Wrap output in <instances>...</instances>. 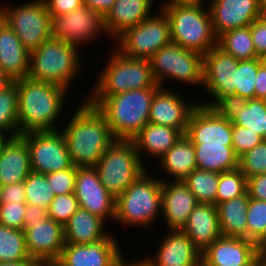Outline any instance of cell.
<instances>
[{
    "label": "cell",
    "instance_id": "cell-1",
    "mask_svg": "<svg viewBox=\"0 0 266 266\" xmlns=\"http://www.w3.org/2000/svg\"><path fill=\"white\" fill-rule=\"evenodd\" d=\"M76 107L69 123L60 130L73 165L95 167L115 142L105 116L86 100Z\"/></svg>",
    "mask_w": 266,
    "mask_h": 266
},
{
    "label": "cell",
    "instance_id": "cell-2",
    "mask_svg": "<svg viewBox=\"0 0 266 266\" xmlns=\"http://www.w3.org/2000/svg\"><path fill=\"white\" fill-rule=\"evenodd\" d=\"M18 92L19 135L31 131L59 130L55 122L65 109L67 89L29 77L13 81Z\"/></svg>",
    "mask_w": 266,
    "mask_h": 266
},
{
    "label": "cell",
    "instance_id": "cell-3",
    "mask_svg": "<svg viewBox=\"0 0 266 266\" xmlns=\"http://www.w3.org/2000/svg\"><path fill=\"white\" fill-rule=\"evenodd\" d=\"M160 88L145 87L109 97H88L86 101L105 116L116 140H132L149 123L152 99Z\"/></svg>",
    "mask_w": 266,
    "mask_h": 266
},
{
    "label": "cell",
    "instance_id": "cell-4",
    "mask_svg": "<svg viewBox=\"0 0 266 266\" xmlns=\"http://www.w3.org/2000/svg\"><path fill=\"white\" fill-rule=\"evenodd\" d=\"M59 38L51 37L30 52L28 77L70 89L82 68L81 52ZM80 54V55H79Z\"/></svg>",
    "mask_w": 266,
    "mask_h": 266
},
{
    "label": "cell",
    "instance_id": "cell-5",
    "mask_svg": "<svg viewBox=\"0 0 266 266\" xmlns=\"http://www.w3.org/2000/svg\"><path fill=\"white\" fill-rule=\"evenodd\" d=\"M204 5L175 4L162 9L169 19L171 42L202 55L217 45L210 9Z\"/></svg>",
    "mask_w": 266,
    "mask_h": 266
},
{
    "label": "cell",
    "instance_id": "cell-6",
    "mask_svg": "<svg viewBox=\"0 0 266 266\" xmlns=\"http://www.w3.org/2000/svg\"><path fill=\"white\" fill-rule=\"evenodd\" d=\"M147 171L116 197L114 221L148 227L161 215L162 180Z\"/></svg>",
    "mask_w": 266,
    "mask_h": 266
},
{
    "label": "cell",
    "instance_id": "cell-7",
    "mask_svg": "<svg viewBox=\"0 0 266 266\" xmlns=\"http://www.w3.org/2000/svg\"><path fill=\"white\" fill-rule=\"evenodd\" d=\"M105 65L88 97H109L134 89L160 87L147 59L128 57L115 48Z\"/></svg>",
    "mask_w": 266,
    "mask_h": 266
},
{
    "label": "cell",
    "instance_id": "cell-8",
    "mask_svg": "<svg viewBox=\"0 0 266 266\" xmlns=\"http://www.w3.org/2000/svg\"><path fill=\"white\" fill-rule=\"evenodd\" d=\"M94 168L102 185L114 197L147 170L132 140H115Z\"/></svg>",
    "mask_w": 266,
    "mask_h": 266
},
{
    "label": "cell",
    "instance_id": "cell-9",
    "mask_svg": "<svg viewBox=\"0 0 266 266\" xmlns=\"http://www.w3.org/2000/svg\"><path fill=\"white\" fill-rule=\"evenodd\" d=\"M157 84L165 88V80L203 87V55L170 42L149 59Z\"/></svg>",
    "mask_w": 266,
    "mask_h": 266
},
{
    "label": "cell",
    "instance_id": "cell-10",
    "mask_svg": "<svg viewBox=\"0 0 266 266\" xmlns=\"http://www.w3.org/2000/svg\"><path fill=\"white\" fill-rule=\"evenodd\" d=\"M7 6V7H6ZM3 21L15 32L24 47L33 51L52 37V18L42 0L0 5Z\"/></svg>",
    "mask_w": 266,
    "mask_h": 266
},
{
    "label": "cell",
    "instance_id": "cell-11",
    "mask_svg": "<svg viewBox=\"0 0 266 266\" xmlns=\"http://www.w3.org/2000/svg\"><path fill=\"white\" fill-rule=\"evenodd\" d=\"M134 27L128 28L114 40L115 48L131 58L149 60L159 49L171 42L170 23L162 9ZM117 46V47H116Z\"/></svg>",
    "mask_w": 266,
    "mask_h": 266
},
{
    "label": "cell",
    "instance_id": "cell-12",
    "mask_svg": "<svg viewBox=\"0 0 266 266\" xmlns=\"http://www.w3.org/2000/svg\"><path fill=\"white\" fill-rule=\"evenodd\" d=\"M20 136L28 145L32 171L48 174L73 166L60 129L31 131Z\"/></svg>",
    "mask_w": 266,
    "mask_h": 266
},
{
    "label": "cell",
    "instance_id": "cell-13",
    "mask_svg": "<svg viewBox=\"0 0 266 266\" xmlns=\"http://www.w3.org/2000/svg\"><path fill=\"white\" fill-rule=\"evenodd\" d=\"M51 18L52 37L76 48L93 42L102 32L108 35L104 16L85 4L70 13L51 15Z\"/></svg>",
    "mask_w": 266,
    "mask_h": 266
},
{
    "label": "cell",
    "instance_id": "cell-14",
    "mask_svg": "<svg viewBox=\"0 0 266 266\" xmlns=\"http://www.w3.org/2000/svg\"><path fill=\"white\" fill-rule=\"evenodd\" d=\"M238 60L224 52L217 45L203 55V89L212 101H199V104L210 107L219 97L235 94V71ZM203 102V103H202Z\"/></svg>",
    "mask_w": 266,
    "mask_h": 266
},
{
    "label": "cell",
    "instance_id": "cell-15",
    "mask_svg": "<svg viewBox=\"0 0 266 266\" xmlns=\"http://www.w3.org/2000/svg\"><path fill=\"white\" fill-rule=\"evenodd\" d=\"M111 234L105 239L89 244L66 243L58 266H119L125 257Z\"/></svg>",
    "mask_w": 266,
    "mask_h": 266
},
{
    "label": "cell",
    "instance_id": "cell-16",
    "mask_svg": "<svg viewBox=\"0 0 266 266\" xmlns=\"http://www.w3.org/2000/svg\"><path fill=\"white\" fill-rule=\"evenodd\" d=\"M74 194L81 208L105 223L114 221L116 197L102 185L94 167H77Z\"/></svg>",
    "mask_w": 266,
    "mask_h": 266
},
{
    "label": "cell",
    "instance_id": "cell-17",
    "mask_svg": "<svg viewBox=\"0 0 266 266\" xmlns=\"http://www.w3.org/2000/svg\"><path fill=\"white\" fill-rule=\"evenodd\" d=\"M29 256L44 265L55 263L65 246L64 226L47 215L25 231Z\"/></svg>",
    "mask_w": 266,
    "mask_h": 266
},
{
    "label": "cell",
    "instance_id": "cell-18",
    "mask_svg": "<svg viewBox=\"0 0 266 266\" xmlns=\"http://www.w3.org/2000/svg\"><path fill=\"white\" fill-rule=\"evenodd\" d=\"M173 90L170 87H161L154 94L150 108L149 123L169 126L186 134L190 115L199 105V102L194 100V98L187 102Z\"/></svg>",
    "mask_w": 266,
    "mask_h": 266
},
{
    "label": "cell",
    "instance_id": "cell-19",
    "mask_svg": "<svg viewBox=\"0 0 266 266\" xmlns=\"http://www.w3.org/2000/svg\"><path fill=\"white\" fill-rule=\"evenodd\" d=\"M185 135L192 144H232V121L199 104L190 115Z\"/></svg>",
    "mask_w": 266,
    "mask_h": 266
},
{
    "label": "cell",
    "instance_id": "cell-20",
    "mask_svg": "<svg viewBox=\"0 0 266 266\" xmlns=\"http://www.w3.org/2000/svg\"><path fill=\"white\" fill-rule=\"evenodd\" d=\"M208 4L217 38L227 31L247 27L262 16L258 0H212Z\"/></svg>",
    "mask_w": 266,
    "mask_h": 266
},
{
    "label": "cell",
    "instance_id": "cell-21",
    "mask_svg": "<svg viewBox=\"0 0 266 266\" xmlns=\"http://www.w3.org/2000/svg\"><path fill=\"white\" fill-rule=\"evenodd\" d=\"M155 256L140 258L147 266H201V251L182 230H170Z\"/></svg>",
    "mask_w": 266,
    "mask_h": 266
},
{
    "label": "cell",
    "instance_id": "cell-22",
    "mask_svg": "<svg viewBox=\"0 0 266 266\" xmlns=\"http://www.w3.org/2000/svg\"><path fill=\"white\" fill-rule=\"evenodd\" d=\"M256 258L255 242L221 235L201 253V266H248Z\"/></svg>",
    "mask_w": 266,
    "mask_h": 266
},
{
    "label": "cell",
    "instance_id": "cell-23",
    "mask_svg": "<svg viewBox=\"0 0 266 266\" xmlns=\"http://www.w3.org/2000/svg\"><path fill=\"white\" fill-rule=\"evenodd\" d=\"M167 179L161 178V217L169 225L168 230H182L198 202L183 181Z\"/></svg>",
    "mask_w": 266,
    "mask_h": 266
},
{
    "label": "cell",
    "instance_id": "cell-24",
    "mask_svg": "<svg viewBox=\"0 0 266 266\" xmlns=\"http://www.w3.org/2000/svg\"><path fill=\"white\" fill-rule=\"evenodd\" d=\"M153 3V0H116L104 16L109 38L116 40L128 28L153 15Z\"/></svg>",
    "mask_w": 266,
    "mask_h": 266
},
{
    "label": "cell",
    "instance_id": "cell-25",
    "mask_svg": "<svg viewBox=\"0 0 266 266\" xmlns=\"http://www.w3.org/2000/svg\"><path fill=\"white\" fill-rule=\"evenodd\" d=\"M182 231L201 253L221 236L218 212L214 204L198 203Z\"/></svg>",
    "mask_w": 266,
    "mask_h": 266
},
{
    "label": "cell",
    "instance_id": "cell-26",
    "mask_svg": "<svg viewBox=\"0 0 266 266\" xmlns=\"http://www.w3.org/2000/svg\"><path fill=\"white\" fill-rule=\"evenodd\" d=\"M31 172L26 141L20 135L10 138L0 155V186L22 182Z\"/></svg>",
    "mask_w": 266,
    "mask_h": 266
},
{
    "label": "cell",
    "instance_id": "cell-27",
    "mask_svg": "<svg viewBox=\"0 0 266 266\" xmlns=\"http://www.w3.org/2000/svg\"><path fill=\"white\" fill-rule=\"evenodd\" d=\"M30 52L3 20L0 22V67L13 79L28 77Z\"/></svg>",
    "mask_w": 266,
    "mask_h": 266
},
{
    "label": "cell",
    "instance_id": "cell-28",
    "mask_svg": "<svg viewBox=\"0 0 266 266\" xmlns=\"http://www.w3.org/2000/svg\"><path fill=\"white\" fill-rule=\"evenodd\" d=\"M184 135L181 130L147 123L140 132L132 139L142 163L143 154L158 159L169 151Z\"/></svg>",
    "mask_w": 266,
    "mask_h": 266
},
{
    "label": "cell",
    "instance_id": "cell-29",
    "mask_svg": "<svg viewBox=\"0 0 266 266\" xmlns=\"http://www.w3.org/2000/svg\"><path fill=\"white\" fill-rule=\"evenodd\" d=\"M105 221L79 207L64 225L65 243L89 244L105 239L110 233L105 232Z\"/></svg>",
    "mask_w": 266,
    "mask_h": 266
},
{
    "label": "cell",
    "instance_id": "cell-30",
    "mask_svg": "<svg viewBox=\"0 0 266 266\" xmlns=\"http://www.w3.org/2000/svg\"><path fill=\"white\" fill-rule=\"evenodd\" d=\"M250 197L247 191L216 205L221 235L247 239V210Z\"/></svg>",
    "mask_w": 266,
    "mask_h": 266
},
{
    "label": "cell",
    "instance_id": "cell-31",
    "mask_svg": "<svg viewBox=\"0 0 266 266\" xmlns=\"http://www.w3.org/2000/svg\"><path fill=\"white\" fill-rule=\"evenodd\" d=\"M157 164L173 181H183L196 167L195 148L184 134L181 139L164 155Z\"/></svg>",
    "mask_w": 266,
    "mask_h": 266
},
{
    "label": "cell",
    "instance_id": "cell-32",
    "mask_svg": "<svg viewBox=\"0 0 266 266\" xmlns=\"http://www.w3.org/2000/svg\"><path fill=\"white\" fill-rule=\"evenodd\" d=\"M199 170L222 173L238 167L232 144H193Z\"/></svg>",
    "mask_w": 266,
    "mask_h": 266
},
{
    "label": "cell",
    "instance_id": "cell-33",
    "mask_svg": "<svg viewBox=\"0 0 266 266\" xmlns=\"http://www.w3.org/2000/svg\"><path fill=\"white\" fill-rule=\"evenodd\" d=\"M217 46L239 61L260 58L256 53L249 26L221 34L217 38Z\"/></svg>",
    "mask_w": 266,
    "mask_h": 266
},
{
    "label": "cell",
    "instance_id": "cell-34",
    "mask_svg": "<svg viewBox=\"0 0 266 266\" xmlns=\"http://www.w3.org/2000/svg\"><path fill=\"white\" fill-rule=\"evenodd\" d=\"M220 173L194 169L184 180V184L196 197L198 203L216 206V193Z\"/></svg>",
    "mask_w": 266,
    "mask_h": 266
},
{
    "label": "cell",
    "instance_id": "cell-35",
    "mask_svg": "<svg viewBox=\"0 0 266 266\" xmlns=\"http://www.w3.org/2000/svg\"><path fill=\"white\" fill-rule=\"evenodd\" d=\"M31 257L26 249L25 232L0 224V262H21Z\"/></svg>",
    "mask_w": 266,
    "mask_h": 266
},
{
    "label": "cell",
    "instance_id": "cell-36",
    "mask_svg": "<svg viewBox=\"0 0 266 266\" xmlns=\"http://www.w3.org/2000/svg\"><path fill=\"white\" fill-rule=\"evenodd\" d=\"M18 92L13 82L0 91V134L9 137L19 136Z\"/></svg>",
    "mask_w": 266,
    "mask_h": 266
},
{
    "label": "cell",
    "instance_id": "cell-37",
    "mask_svg": "<svg viewBox=\"0 0 266 266\" xmlns=\"http://www.w3.org/2000/svg\"><path fill=\"white\" fill-rule=\"evenodd\" d=\"M232 123L249 128L266 140V101L264 99H248L242 112L233 118Z\"/></svg>",
    "mask_w": 266,
    "mask_h": 266
},
{
    "label": "cell",
    "instance_id": "cell-38",
    "mask_svg": "<svg viewBox=\"0 0 266 266\" xmlns=\"http://www.w3.org/2000/svg\"><path fill=\"white\" fill-rule=\"evenodd\" d=\"M26 203L44 208L46 211L54 199V191L43 173L32 171L24 180Z\"/></svg>",
    "mask_w": 266,
    "mask_h": 266
},
{
    "label": "cell",
    "instance_id": "cell-39",
    "mask_svg": "<svg viewBox=\"0 0 266 266\" xmlns=\"http://www.w3.org/2000/svg\"><path fill=\"white\" fill-rule=\"evenodd\" d=\"M263 64L262 58L252 60H238L235 71V94L246 99H255V80L259 67Z\"/></svg>",
    "mask_w": 266,
    "mask_h": 266
},
{
    "label": "cell",
    "instance_id": "cell-40",
    "mask_svg": "<svg viewBox=\"0 0 266 266\" xmlns=\"http://www.w3.org/2000/svg\"><path fill=\"white\" fill-rule=\"evenodd\" d=\"M247 178L237 167L220 173L216 193V205L244 194L247 190Z\"/></svg>",
    "mask_w": 266,
    "mask_h": 266
},
{
    "label": "cell",
    "instance_id": "cell-41",
    "mask_svg": "<svg viewBox=\"0 0 266 266\" xmlns=\"http://www.w3.org/2000/svg\"><path fill=\"white\" fill-rule=\"evenodd\" d=\"M238 168L246 178L266 174V140L239 156Z\"/></svg>",
    "mask_w": 266,
    "mask_h": 266
},
{
    "label": "cell",
    "instance_id": "cell-42",
    "mask_svg": "<svg viewBox=\"0 0 266 266\" xmlns=\"http://www.w3.org/2000/svg\"><path fill=\"white\" fill-rule=\"evenodd\" d=\"M246 220L247 239L256 242L266 230V201L250 198Z\"/></svg>",
    "mask_w": 266,
    "mask_h": 266
},
{
    "label": "cell",
    "instance_id": "cell-43",
    "mask_svg": "<svg viewBox=\"0 0 266 266\" xmlns=\"http://www.w3.org/2000/svg\"><path fill=\"white\" fill-rule=\"evenodd\" d=\"M79 207L74 193L57 195L47 209V216L64 226Z\"/></svg>",
    "mask_w": 266,
    "mask_h": 266
},
{
    "label": "cell",
    "instance_id": "cell-44",
    "mask_svg": "<svg viewBox=\"0 0 266 266\" xmlns=\"http://www.w3.org/2000/svg\"><path fill=\"white\" fill-rule=\"evenodd\" d=\"M263 140L257 132H252L249 128L232 123V147L238 157Z\"/></svg>",
    "mask_w": 266,
    "mask_h": 266
},
{
    "label": "cell",
    "instance_id": "cell-45",
    "mask_svg": "<svg viewBox=\"0 0 266 266\" xmlns=\"http://www.w3.org/2000/svg\"><path fill=\"white\" fill-rule=\"evenodd\" d=\"M77 167L73 165L69 169L45 174L48 183L54 191V195L74 193Z\"/></svg>",
    "mask_w": 266,
    "mask_h": 266
},
{
    "label": "cell",
    "instance_id": "cell-46",
    "mask_svg": "<svg viewBox=\"0 0 266 266\" xmlns=\"http://www.w3.org/2000/svg\"><path fill=\"white\" fill-rule=\"evenodd\" d=\"M248 99L230 94L219 97L210 107L221 117L233 120V118L242 112V109L247 104Z\"/></svg>",
    "mask_w": 266,
    "mask_h": 266
},
{
    "label": "cell",
    "instance_id": "cell-47",
    "mask_svg": "<svg viewBox=\"0 0 266 266\" xmlns=\"http://www.w3.org/2000/svg\"><path fill=\"white\" fill-rule=\"evenodd\" d=\"M26 209L27 203H1L0 224L8 228L23 230Z\"/></svg>",
    "mask_w": 266,
    "mask_h": 266
},
{
    "label": "cell",
    "instance_id": "cell-48",
    "mask_svg": "<svg viewBox=\"0 0 266 266\" xmlns=\"http://www.w3.org/2000/svg\"><path fill=\"white\" fill-rule=\"evenodd\" d=\"M249 27L256 53L262 58L266 53V17L256 18Z\"/></svg>",
    "mask_w": 266,
    "mask_h": 266
},
{
    "label": "cell",
    "instance_id": "cell-49",
    "mask_svg": "<svg viewBox=\"0 0 266 266\" xmlns=\"http://www.w3.org/2000/svg\"><path fill=\"white\" fill-rule=\"evenodd\" d=\"M26 203L24 181L0 186L1 203Z\"/></svg>",
    "mask_w": 266,
    "mask_h": 266
},
{
    "label": "cell",
    "instance_id": "cell-50",
    "mask_svg": "<svg viewBox=\"0 0 266 266\" xmlns=\"http://www.w3.org/2000/svg\"><path fill=\"white\" fill-rule=\"evenodd\" d=\"M246 190L250 198L266 201V174L248 177Z\"/></svg>",
    "mask_w": 266,
    "mask_h": 266
},
{
    "label": "cell",
    "instance_id": "cell-51",
    "mask_svg": "<svg viewBox=\"0 0 266 266\" xmlns=\"http://www.w3.org/2000/svg\"><path fill=\"white\" fill-rule=\"evenodd\" d=\"M50 15H62L76 10L83 3L82 0H43Z\"/></svg>",
    "mask_w": 266,
    "mask_h": 266
},
{
    "label": "cell",
    "instance_id": "cell-52",
    "mask_svg": "<svg viewBox=\"0 0 266 266\" xmlns=\"http://www.w3.org/2000/svg\"><path fill=\"white\" fill-rule=\"evenodd\" d=\"M47 215V211L39 206L27 203V209L24 215L23 231L33 227L36 222L44 218Z\"/></svg>",
    "mask_w": 266,
    "mask_h": 266
},
{
    "label": "cell",
    "instance_id": "cell-53",
    "mask_svg": "<svg viewBox=\"0 0 266 266\" xmlns=\"http://www.w3.org/2000/svg\"><path fill=\"white\" fill-rule=\"evenodd\" d=\"M266 98V64H262L256 75L255 80V99Z\"/></svg>",
    "mask_w": 266,
    "mask_h": 266
},
{
    "label": "cell",
    "instance_id": "cell-54",
    "mask_svg": "<svg viewBox=\"0 0 266 266\" xmlns=\"http://www.w3.org/2000/svg\"><path fill=\"white\" fill-rule=\"evenodd\" d=\"M115 1L116 0H82V3L105 16Z\"/></svg>",
    "mask_w": 266,
    "mask_h": 266
},
{
    "label": "cell",
    "instance_id": "cell-55",
    "mask_svg": "<svg viewBox=\"0 0 266 266\" xmlns=\"http://www.w3.org/2000/svg\"><path fill=\"white\" fill-rule=\"evenodd\" d=\"M0 266H45L42 262L36 259H29L21 262H0Z\"/></svg>",
    "mask_w": 266,
    "mask_h": 266
},
{
    "label": "cell",
    "instance_id": "cell-56",
    "mask_svg": "<svg viewBox=\"0 0 266 266\" xmlns=\"http://www.w3.org/2000/svg\"><path fill=\"white\" fill-rule=\"evenodd\" d=\"M255 250L257 256H266V230L255 242Z\"/></svg>",
    "mask_w": 266,
    "mask_h": 266
},
{
    "label": "cell",
    "instance_id": "cell-57",
    "mask_svg": "<svg viewBox=\"0 0 266 266\" xmlns=\"http://www.w3.org/2000/svg\"><path fill=\"white\" fill-rule=\"evenodd\" d=\"M13 79L0 67V91L13 83Z\"/></svg>",
    "mask_w": 266,
    "mask_h": 266
},
{
    "label": "cell",
    "instance_id": "cell-58",
    "mask_svg": "<svg viewBox=\"0 0 266 266\" xmlns=\"http://www.w3.org/2000/svg\"><path fill=\"white\" fill-rule=\"evenodd\" d=\"M203 1L204 0H167V1H164L165 3L162 2L161 9L171 6V5H175V4H193L197 2H203Z\"/></svg>",
    "mask_w": 266,
    "mask_h": 266
},
{
    "label": "cell",
    "instance_id": "cell-59",
    "mask_svg": "<svg viewBox=\"0 0 266 266\" xmlns=\"http://www.w3.org/2000/svg\"><path fill=\"white\" fill-rule=\"evenodd\" d=\"M119 266H147L141 259H136L135 262L127 261L126 259Z\"/></svg>",
    "mask_w": 266,
    "mask_h": 266
},
{
    "label": "cell",
    "instance_id": "cell-60",
    "mask_svg": "<svg viewBox=\"0 0 266 266\" xmlns=\"http://www.w3.org/2000/svg\"><path fill=\"white\" fill-rule=\"evenodd\" d=\"M260 12L263 17H266V0H258Z\"/></svg>",
    "mask_w": 266,
    "mask_h": 266
},
{
    "label": "cell",
    "instance_id": "cell-61",
    "mask_svg": "<svg viewBox=\"0 0 266 266\" xmlns=\"http://www.w3.org/2000/svg\"><path fill=\"white\" fill-rule=\"evenodd\" d=\"M11 137L4 136L0 134V155L2 152V149L4 148L6 142L10 139Z\"/></svg>",
    "mask_w": 266,
    "mask_h": 266
},
{
    "label": "cell",
    "instance_id": "cell-62",
    "mask_svg": "<svg viewBox=\"0 0 266 266\" xmlns=\"http://www.w3.org/2000/svg\"><path fill=\"white\" fill-rule=\"evenodd\" d=\"M260 266H266V256H257Z\"/></svg>",
    "mask_w": 266,
    "mask_h": 266
},
{
    "label": "cell",
    "instance_id": "cell-63",
    "mask_svg": "<svg viewBox=\"0 0 266 266\" xmlns=\"http://www.w3.org/2000/svg\"><path fill=\"white\" fill-rule=\"evenodd\" d=\"M248 266H260L258 257L250 265H248Z\"/></svg>",
    "mask_w": 266,
    "mask_h": 266
},
{
    "label": "cell",
    "instance_id": "cell-64",
    "mask_svg": "<svg viewBox=\"0 0 266 266\" xmlns=\"http://www.w3.org/2000/svg\"><path fill=\"white\" fill-rule=\"evenodd\" d=\"M263 63H266V53L262 57Z\"/></svg>",
    "mask_w": 266,
    "mask_h": 266
},
{
    "label": "cell",
    "instance_id": "cell-65",
    "mask_svg": "<svg viewBox=\"0 0 266 266\" xmlns=\"http://www.w3.org/2000/svg\"><path fill=\"white\" fill-rule=\"evenodd\" d=\"M45 266H58L56 263H50V264H47Z\"/></svg>",
    "mask_w": 266,
    "mask_h": 266
},
{
    "label": "cell",
    "instance_id": "cell-66",
    "mask_svg": "<svg viewBox=\"0 0 266 266\" xmlns=\"http://www.w3.org/2000/svg\"><path fill=\"white\" fill-rule=\"evenodd\" d=\"M3 20L2 12L0 10V22Z\"/></svg>",
    "mask_w": 266,
    "mask_h": 266
}]
</instances>
